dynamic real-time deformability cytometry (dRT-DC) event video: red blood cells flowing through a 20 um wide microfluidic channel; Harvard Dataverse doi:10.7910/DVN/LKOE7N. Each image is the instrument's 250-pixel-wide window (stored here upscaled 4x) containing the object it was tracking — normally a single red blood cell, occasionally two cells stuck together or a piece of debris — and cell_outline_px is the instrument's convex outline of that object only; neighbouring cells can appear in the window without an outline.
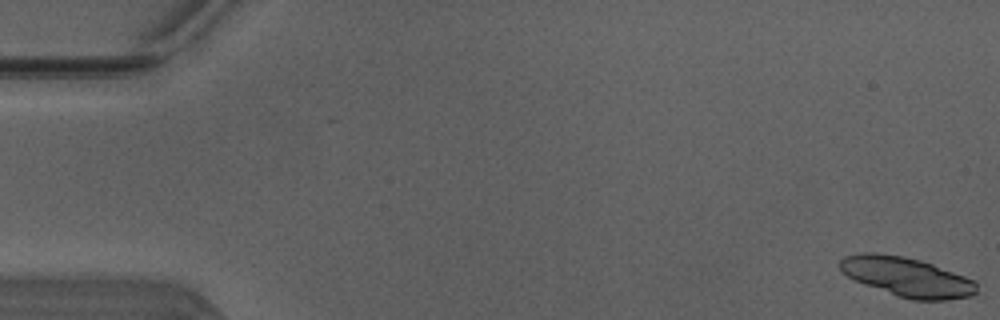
{"species": "Egyptian fruit bat (a non-hibernating species)", "species_latin": "Rousettus aegyptiacus", "temperature_condition": "warm", "stored_images_in_passage": 52, "segment_of_instrument_passage": [1, 2], "camera_frame_rate_fps": 3000, "um_per_image_px": 0.085, "animal": {"sex": "male"}, "frame": {"image": 1, "passage_image": 1, "time_ms": 0.0, "image_size_px": [1000, 320], "cell_outline_px": [[976, 292], [972, 296], [944, 300], [912, 300], [864, 284], [848, 276], [836, 264], [844, 256], [864, 252], [876, 252], [904, 256], [920, 260], [932, 264], [976, 280]], "centroid_in_image_um": [77.08, 23.52], "position_along_channel_um": 7.9, "area_um2": 31.21}}